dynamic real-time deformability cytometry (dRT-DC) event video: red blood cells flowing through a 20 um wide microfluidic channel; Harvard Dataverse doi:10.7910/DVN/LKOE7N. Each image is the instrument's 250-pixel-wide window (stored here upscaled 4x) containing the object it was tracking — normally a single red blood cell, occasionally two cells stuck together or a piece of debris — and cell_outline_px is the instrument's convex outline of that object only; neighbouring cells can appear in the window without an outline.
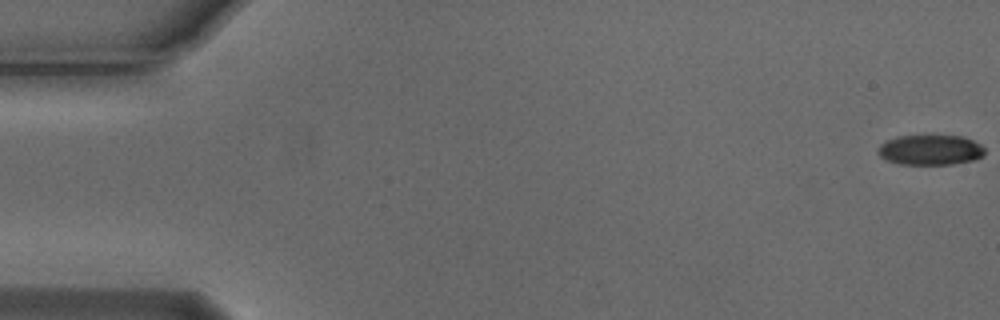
{"species": "Egyptian fruit bat (a non-hibernating species)", "species_latin": "Rousettus aegyptiacus", "temperature_condition": "cold", "stored_images_in_passage": 56, "camera_frame_rate_fps": 3000, "um_per_image_px": 0.085, "animal": {"sex": "male"}, "frame": {"image": 1, "passage_image": 1, "time_ms": 0.0, "image_size_px": [1000, 320], "cell_outline_px": [[984, 156], [976, 160], [952, 164], [900, 164], [888, 160], [880, 156], [880, 144], [896, 136], [964, 136], [980, 144], [984, 148]], "centroid_in_image_um": [79.14, 12.75], "position_along_channel_um": 5.9, "area_um2": 18.61}}
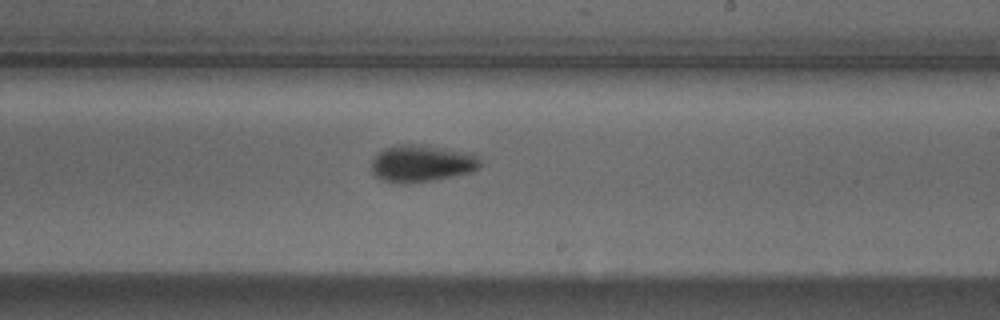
{"frame": {"image": 2, "passage_image": 33, "time_ms": 10.667, "image_size_px": [1000, 320], "cell_outline_px": [[480, 164], [472, 172], [432, 180], [384, 180], [376, 176], [372, 172], [372, 160], [384, 148], [396, 144], [420, 144], [472, 152], [480, 160]], "centroid_in_image_um": [35.88, 13.82], "position_along_channel_um": 253.1, "area_um2": 22.72}}
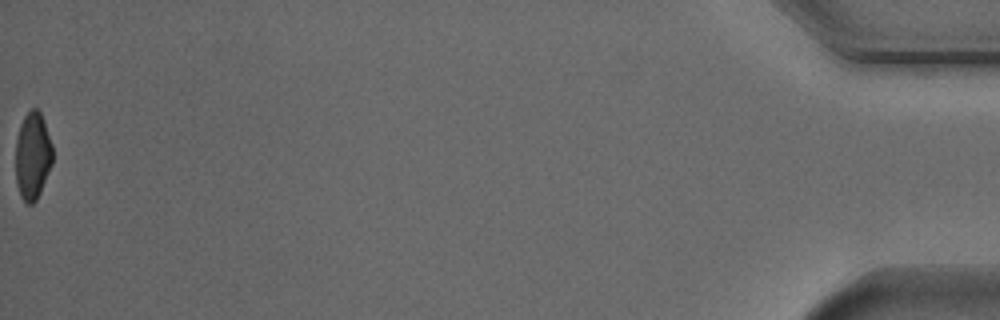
{"frame": {"image": 3, "passage_image": 56, "time_ms": 18.333, "image_size_px": [1000, 320], "cell_outline_px": [[52, 164], [40, 192], [36, 200], [32, 204], [28, 204], [20, 196], [16, 184], [16, 140], [20, 124], [24, 116], [32, 108], [36, 108], [40, 112], [44, 120], [52, 144]], "centroid_in_image_um": [2.77, 13.24], "position_along_channel_um": 432.4, "area_um2": 18.84}, "authors_computed_cell_mechanics": {"area_um2": 21.2126, "velocity_mm_per_s": 3.731, "shape_relaxation_time_tau1_ms": 2.6898, "shape_relaxation_time_tau2_ms": null, "deformation_change_tau1": 0.1084, "deformation_change_tau2": null}}